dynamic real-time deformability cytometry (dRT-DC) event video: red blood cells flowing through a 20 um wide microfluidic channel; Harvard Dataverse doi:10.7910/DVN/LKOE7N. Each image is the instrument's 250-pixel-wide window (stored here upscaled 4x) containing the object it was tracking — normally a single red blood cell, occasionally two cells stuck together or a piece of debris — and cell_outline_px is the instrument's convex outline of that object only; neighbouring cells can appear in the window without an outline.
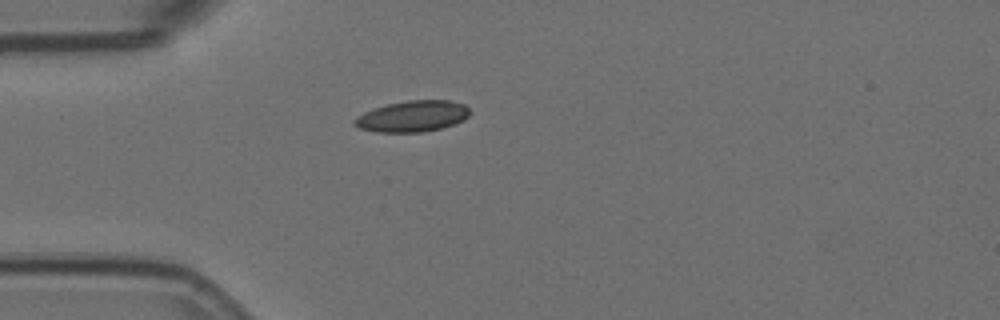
{"species": "Egyptian fruit bat (a non-hibernating species)", "species_latin": "Rousettus aegyptiacus", "temperature_condition": "room temperature", "stored_images_in_passage": 42, "camera_frame_rate_fps": 3000, "um_per_image_px": 0.085, "animal": {"sex": "female"}, "frame": {"image": 1, "passage_image": 1, "time_ms": 0.0, "image_size_px": [1000, 320], "cell_outline_px": [[472, 112], [464, 120], [440, 128], [420, 132], [376, 132], [360, 128], [352, 124], [352, 120], [356, 116], [372, 108], [388, 104], [408, 100], [448, 100], [464, 104]], "centroid_in_image_um": [35.03, 9.87], "position_along_channel_um": 50.0, "area_um2": 20.98}}
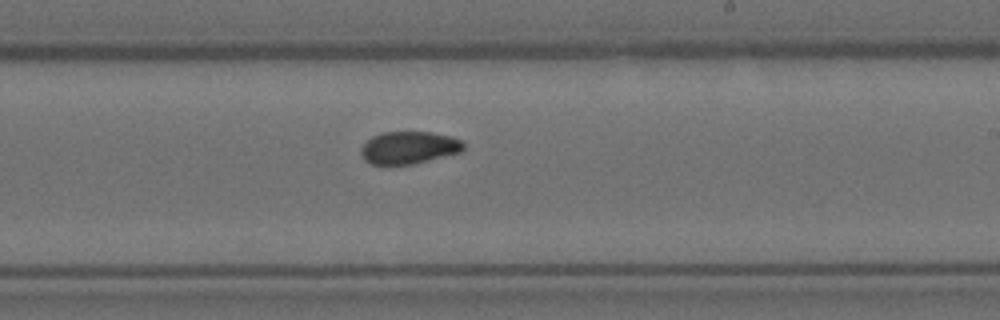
{"frame": {"image": 2, "passage_image": 19, "time_ms": 6.0, "image_size_px": [1000, 320], "cell_outline_px": [[464, 148], [460, 152], [412, 164], [372, 164], [364, 160], [360, 152], [360, 148], [372, 136], [384, 132], [432, 132], [452, 136], [460, 140], [464, 144]], "centroid_in_image_um": [34.74, 12.54], "position_along_channel_um": 254.3, "area_um2": 19.25}}
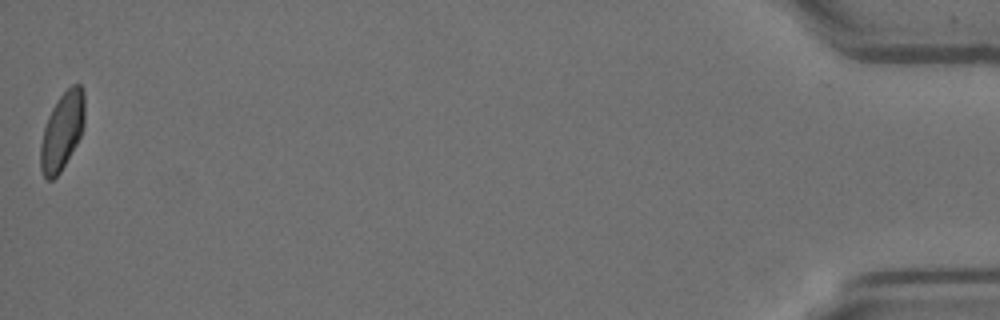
{"frame": {"image": 3, "passage_image": 42, "time_ms": 13.667, "image_size_px": [1000, 320], "cell_outline_px": [[84, 128], [76, 144], [60, 172], [52, 180], [48, 180], [44, 176], [40, 168], [40, 144], [44, 128], [48, 116], [52, 108], [60, 96], [72, 84], [80, 84], [84, 88]], "centroid_in_image_um": [5.28, 11.13], "position_along_channel_um": 429.9, "area_um2": 19.88}, "authors_computed_cell_mechanics": {"area_um2": 19.9988, "velocity_mm_per_s": 3.5831, "shape_relaxation_time_tau1_ms": 5.7392, "shape_relaxation_time_tau2_ms": 7.1646, "deformation_change_tau1": 0.1466, "deformation_change_tau2": 0.0905}}